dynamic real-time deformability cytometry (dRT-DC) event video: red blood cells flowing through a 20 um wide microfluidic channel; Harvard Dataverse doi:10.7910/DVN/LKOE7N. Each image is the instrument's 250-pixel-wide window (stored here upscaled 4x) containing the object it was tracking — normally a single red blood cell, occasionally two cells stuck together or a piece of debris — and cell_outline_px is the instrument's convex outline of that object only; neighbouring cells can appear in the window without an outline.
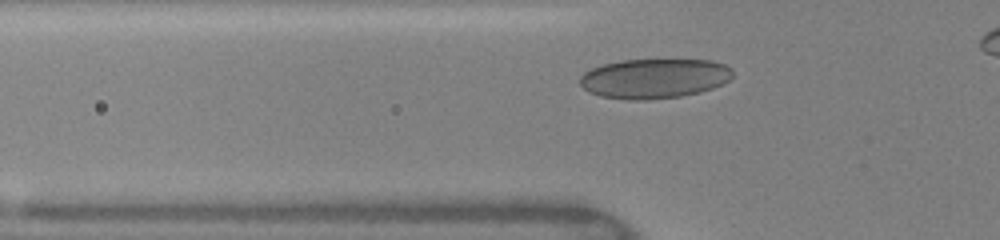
{"species": "human", "species_latin": "Homo sapiens", "temperature_condition": "warm", "stored_images_in_passage": 36, "camera_frame_rate_fps": 3000, "um_per_image_px": 0.085, "donor": {"sex": "female"}, "frame": {"image": 1, "passage_image": 8, "time_ms": 2.333, "image_size_px": [1000, 240], "cell_outline_px": [[732, 76], [728, 80], [712, 88], [700, 92], [680, 96], [648, 100], [628, 100], [600, 96], [588, 92], [580, 84], [580, 76], [584, 72], [592, 68], [604, 64], [620, 60], [712, 60], [724, 64], [732, 68]], "centroid_in_image_um": [55.59, 6.67], "position_along_channel_um": 70.2, "area_um2": 35.37}}
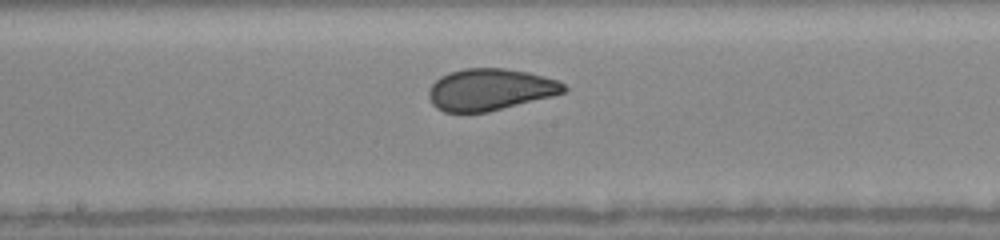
{"frame": {"image": 2, "passage_image": 18, "time_ms": 5.667, "image_size_px": [1000, 240], "cell_outline_px": [[568, 88], [564, 92], [552, 96], [488, 112], [444, 112], [436, 108], [432, 104], [428, 96], [428, 92], [432, 84], [440, 76], [448, 72], [464, 68], [504, 68], [528, 72], [560, 80]], "centroid_in_image_um": [41.65, 7.6], "position_along_channel_um": 206.5, "area_um2": 33.0}}
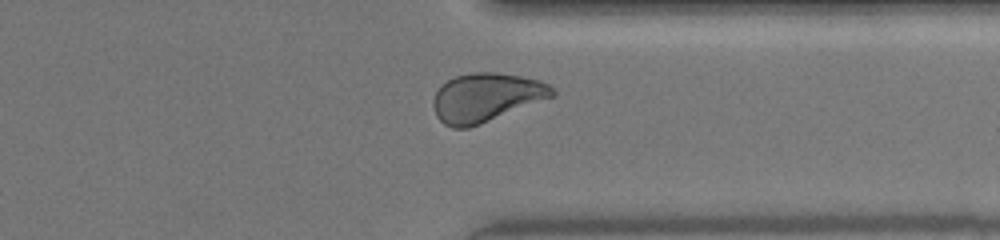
{"frame": {"image": 3, "passage_image": 30, "time_ms": 9.667, "image_size_px": [1000, 240], "cell_outline_px": [[556, 96], [480, 124], [468, 128], [452, 128], [444, 124], [436, 116], [432, 104], [432, 100], [436, 92], [448, 80], [456, 76], [472, 72], [496, 72], [520, 76], [540, 80], [548, 84], [556, 92]], "centroid_in_image_um": [41.33, 8.29], "position_along_channel_um": 370.1, "area_um2": 33.81}}